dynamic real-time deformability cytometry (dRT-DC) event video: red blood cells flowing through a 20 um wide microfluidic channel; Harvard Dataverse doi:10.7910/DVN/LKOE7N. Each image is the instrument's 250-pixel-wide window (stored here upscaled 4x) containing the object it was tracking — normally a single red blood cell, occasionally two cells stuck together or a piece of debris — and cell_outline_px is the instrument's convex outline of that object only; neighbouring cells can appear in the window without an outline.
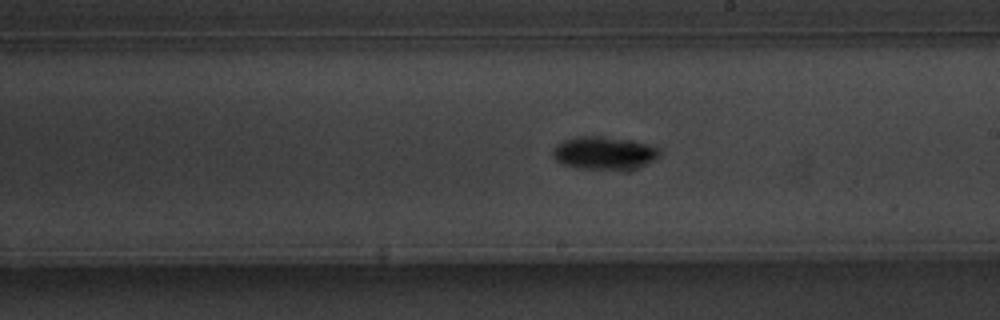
{"species": "common noctule bat (a hibernating species)", "species_latin": "Nyctalus noctula", "temperature_condition": "warm", "stored_images_in_passage": 46, "camera_frame_rate_fps": 3000, "um_per_image_px": 0.085, "animal": {"sex": "male", "body_mass_g": 20.1, "forearm_length_mm": 53.5}, "frame": {"image": 1, "passage_image": 22, "time_ms": 7.0, "image_size_px": [1000, 320], "cell_outline_px": [[664, 152], [656, 160], [648, 164], [636, 168], [576, 168], [564, 164], [556, 160], [552, 156], [552, 148], [556, 144], [564, 140], [576, 136], [600, 136], [632, 140], [652, 144], [660, 148]], "centroid_in_image_um": [51.41, 12.98], "position_along_channel_um": 237.6, "area_um2": 20.75}}
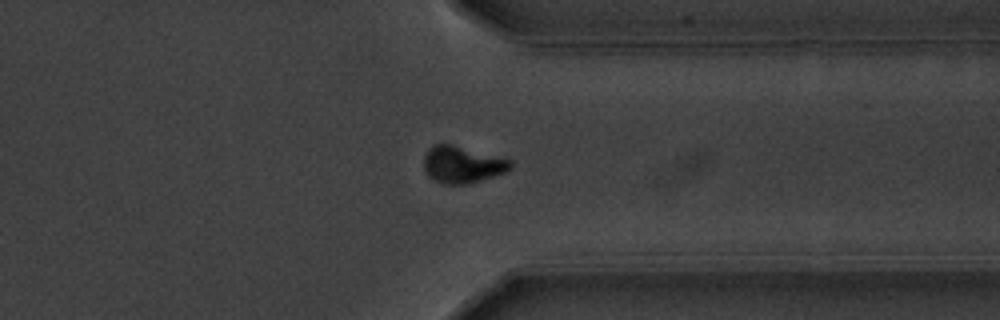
{"frame": {"image": 2, "passage_image": 33, "time_ms": 10.667, "image_size_px": [1000, 320], "cell_outline_px": [[512, 168], [504, 172], [480, 180], [464, 184], [444, 184], [432, 180], [428, 176], [424, 168], [424, 156], [428, 148], [432, 144], [452, 144], [512, 160]], "centroid_in_image_um": [39.26, 13.98], "position_along_channel_um": 372.1, "area_um2": 18.55}}
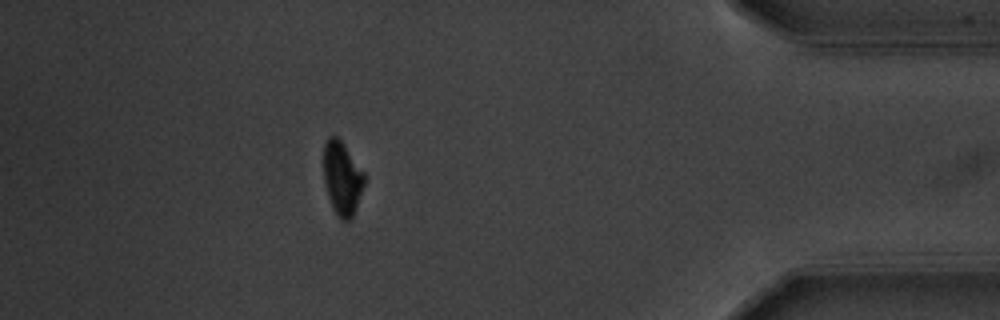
{"frame": {"image": 3, "passage_image": 39, "time_ms": 12.667, "image_size_px": [1000, 320], "cell_outline_px": [[364, 184], [352, 220], [340, 220], [332, 208], [324, 184], [324, 144], [328, 136], [336, 136], [344, 144], [364, 172]], "centroid_in_image_um": [29.07, 15.17], "position_along_channel_um": 406.1, "area_um2": 17.46}, "authors_computed_cell_mechanics": {"area_um2": 18.4093, "velocity_mm_per_s": 3.6967, "shape_relaxation_time_tau1_ms": 2.2302, "shape_relaxation_time_tau2_ms": null, "deformation_change_tau1": 0.1282, "deformation_change_tau2": null}}